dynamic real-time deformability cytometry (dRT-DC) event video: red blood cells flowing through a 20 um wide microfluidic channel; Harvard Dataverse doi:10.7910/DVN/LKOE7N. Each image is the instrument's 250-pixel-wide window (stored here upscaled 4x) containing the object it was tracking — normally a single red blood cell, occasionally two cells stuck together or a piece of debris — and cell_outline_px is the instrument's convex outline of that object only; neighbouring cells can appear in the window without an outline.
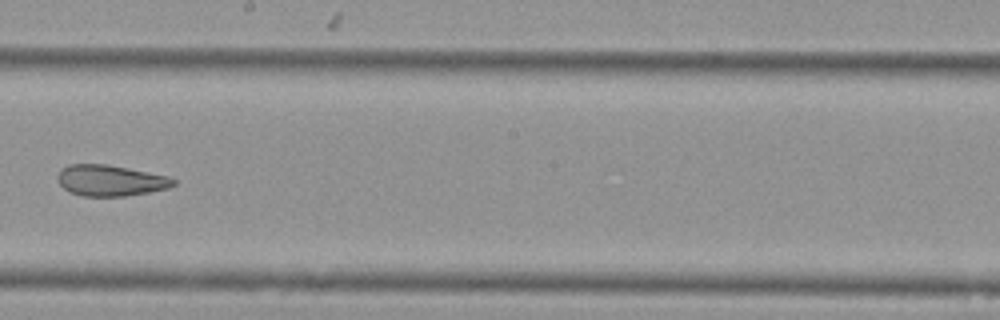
{"species": "Egyptian fruit bat (a non-hibernating species)", "species_latin": "Rousettus aegyptiacus", "temperature_condition": "cold", "stored_images_in_passage": 12, "camera_frame_rate_fps": 3000, "um_per_image_px": 0.085, "animal": {"sex": "female"}, "frame": {"image": 1, "passage_image": 6, "time_ms": 1.667, "image_size_px": [1000, 320], "cell_outline_px": [[176, 184], [168, 188], [148, 192], [124, 196], [84, 196], [72, 192], [64, 188], [60, 184], [56, 176], [68, 164], [108, 164], [168, 176], [176, 180]], "centroid_in_image_um": [9.4, 15.33], "position_along_channel_um": 238.8, "area_um2": 20.75}}
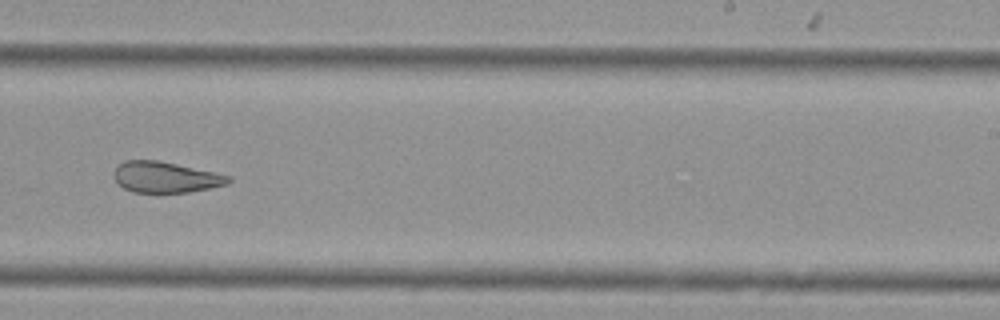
{"frame": {"image": 2, "passage_image": 7, "time_ms": 2.0, "image_size_px": [1000, 320], "cell_outline_px": [[232, 180], [228, 184], [188, 192], [132, 192], [124, 188], [116, 180], [112, 172], [124, 160], [156, 160], [176, 164], [232, 176]], "centroid_in_image_um": [14.07, 15.06], "position_along_channel_um": 274.9, "area_um2": 20.4}}
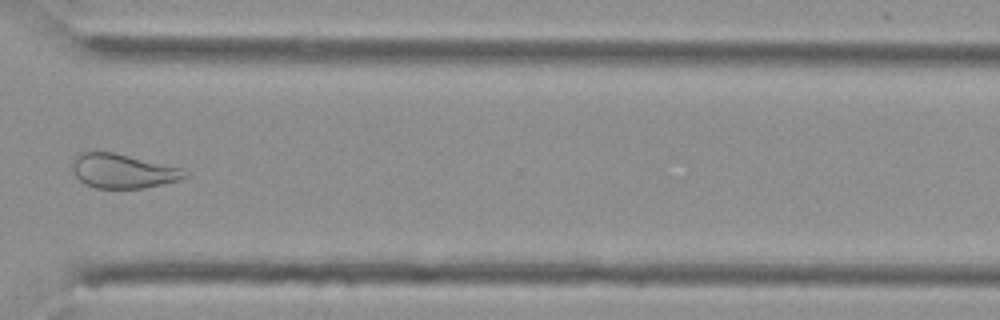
{"frame": {"image": 3, "passage_image": 9, "time_ms": 2.667, "image_size_px": [1000, 320], "cell_outline_px": [[188, 176], [180, 180], [144, 188], [96, 188], [84, 184], [76, 176], [72, 168], [72, 160], [80, 152], [112, 152], [184, 168], [188, 172]], "centroid_in_image_um": [10.46, 14.54], "position_along_channel_um": 360.1, "area_um2": 22.54}}